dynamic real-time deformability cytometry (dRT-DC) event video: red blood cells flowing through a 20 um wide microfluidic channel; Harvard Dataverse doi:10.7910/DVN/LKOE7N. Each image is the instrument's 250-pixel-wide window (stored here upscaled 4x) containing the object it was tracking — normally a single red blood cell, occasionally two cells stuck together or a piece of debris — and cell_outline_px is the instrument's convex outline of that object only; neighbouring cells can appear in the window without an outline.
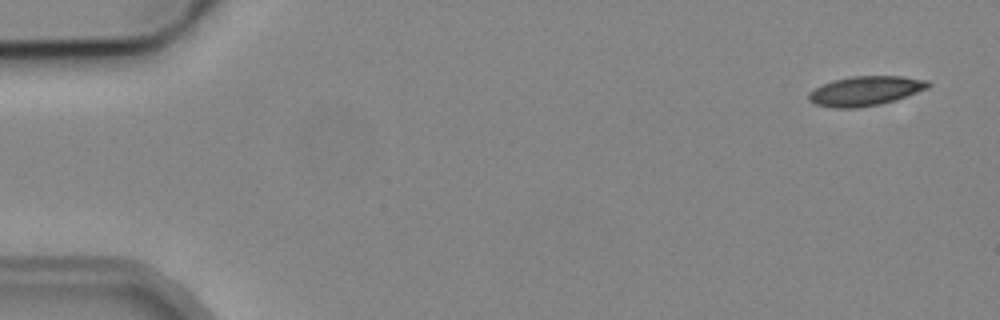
{"species": "common noctule bat (a hibernating species)", "species_latin": "Nyctalus noctula", "temperature_condition": "cold", "stored_images_in_passage": 5, "camera_frame_rate_fps": 3000, "um_per_image_px": 0.085, "animal": {"sex": "male", "body_mass_g": 19.2, "forearm_length_mm": 51.8}, "frame": {"image": 1, "passage_image": 1, "time_ms": 0.0, "image_size_px": [1000, 320], "cell_outline_px": [[932, 84], [928, 88], [896, 100], [880, 104], [856, 108], [836, 108], [816, 104], [808, 100], [808, 92], [832, 80], [852, 76], [904, 76], [928, 80]], "centroid_in_image_um": [73.58, 7.72], "position_along_channel_um": 11.4, "area_um2": 20.58}}
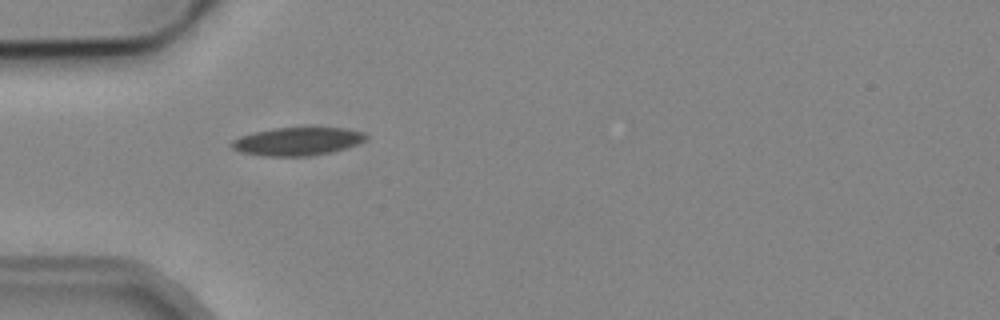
{"frame": {"image": 2, "passage_image": 4, "time_ms": 4.667, "image_size_px": [1000, 320], "cell_outline_px": [[368, 136], [364, 140], [356, 144], [332, 152], [308, 156], [264, 156], [240, 152], [232, 148], [228, 144], [232, 140], [240, 136], [272, 128], [344, 128], [364, 132]], "centroid_in_image_um": [25.24, 12.02], "position_along_channel_um": 59.8, "area_um2": 21.91}}